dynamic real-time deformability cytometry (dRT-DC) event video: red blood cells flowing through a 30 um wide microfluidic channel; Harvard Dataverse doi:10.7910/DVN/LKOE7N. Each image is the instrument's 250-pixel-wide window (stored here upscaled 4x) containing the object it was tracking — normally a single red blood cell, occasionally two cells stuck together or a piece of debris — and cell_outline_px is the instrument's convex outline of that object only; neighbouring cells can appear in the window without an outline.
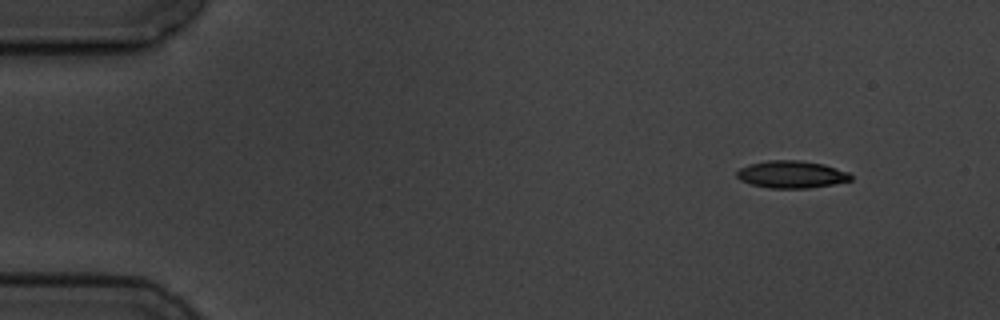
{"species": "common noctule bat (a hibernating species)", "species_latin": "Nyctalus noctula", "temperature_condition": "cold", "stored_images_in_passage": 4, "camera_frame_rate_fps": 3000, "um_per_image_px": 0.085, "animal": {"sex": "male", "body_mass_g": 19.5, "forearm_length_mm": 54.6}, "frame": {"image": 1, "passage_image": 1, "time_ms": 0.0, "image_size_px": [1000, 320], "cell_outline_px": [[852, 180], [832, 184], [808, 188], [768, 188], [752, 184], [740, 180], [736, 176], [736, 172], [740, 168], [748, 164], [768, 160], [800, 160], [824, 164], [848, 172], [852, 176]], "centroid_in_image_um": [67.26, 14.82], "position_along_channel_um": 17.7, "area_um2": 18.15}}
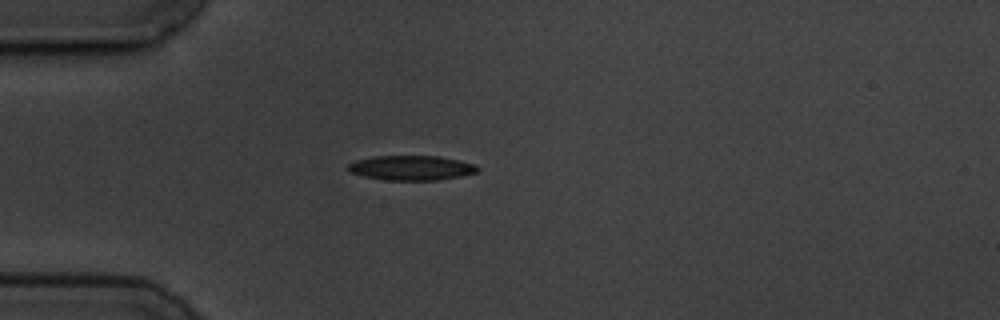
{"frame": {"image": 2, "passage_image": 4, "time_ms": 3.333, "image_size_px": [1000, 320], "cell_outline_px": [[480, 168], [476, 172], [460, 176], [436, 180], [384, 180], [364, 176], [352, 172], [348, 168], [348, 164], [356, 160], [376, 156], [440, 156], [460, 160], [476, 164]], "centroid_in_image_um": [35.0, 14.26], "position_along_channel_um": 50.0, "area_um2": 18.55}}